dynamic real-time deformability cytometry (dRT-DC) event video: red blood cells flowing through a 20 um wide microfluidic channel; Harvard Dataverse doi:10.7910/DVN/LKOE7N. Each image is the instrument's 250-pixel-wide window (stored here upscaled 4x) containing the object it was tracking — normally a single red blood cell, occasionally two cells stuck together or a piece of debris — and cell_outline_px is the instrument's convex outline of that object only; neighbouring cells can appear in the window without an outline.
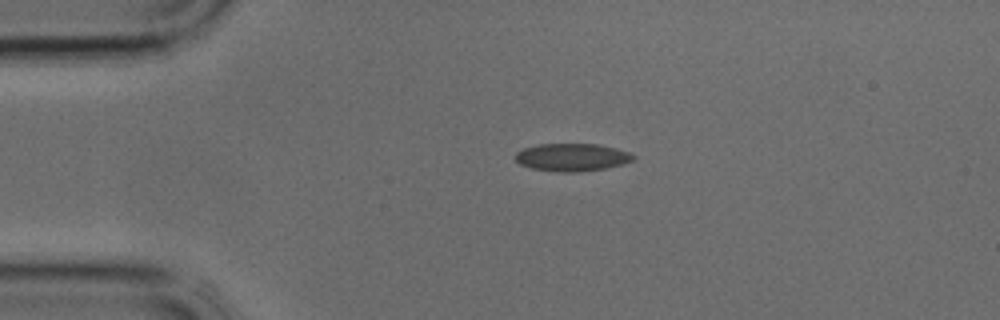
{"species": "common noctule bat (a hibernating species)", "species_latin": "Nyctalus noctula", "temperature_condition": "cold", "stored_images_in_passage": 26, "camera_frame_rate_fps": 3000, "um_per_image_px": 0.085, "animal": {"sex": "male", "body_mass_g": 17.9, "forearm_length_mm": 54.2}, "frame": {"image": 1, "passage_image": 1, "time_ms": 0.0, "image_size_px": [1000, 320], "cell_outline_px": [[636, 156], [632, 160], [620, 164], [604, 168], [576, 172], [564, 172], [532, 168], [520, 164], [516, 160], [516, 152], [524, 148], [536, 144], [600, 144], [616, 148], [628, 152]], "centroid_in_image_um": [48.6, 13.35], "position_along_channel_um": 36.4, "area_um2": 18.79}}
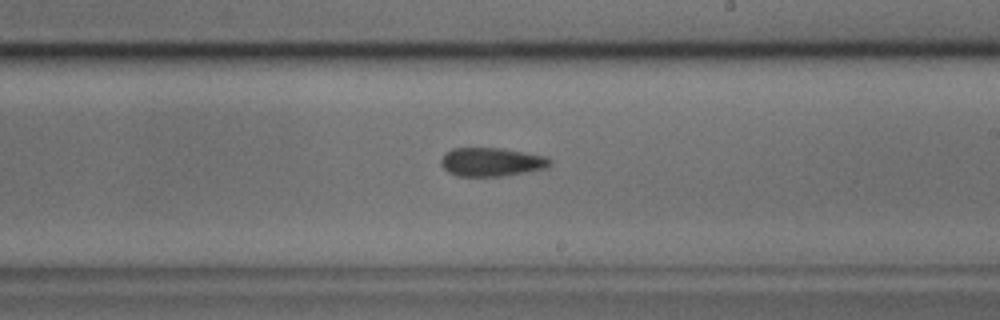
{"frame": {"image": 2, "passage_image": 15, "time_ms": 4.667, "image_size_px": [1000, 320], "cell_outline_px": [[552, 164], [548, 168], [500, 176], [456, 176], [448, 172], [440, 164], [440, 160], [444, 152], [452, 148], [504, 148], [548, 156], [552, 160]], "centroid_in_image_um": [41.79, 13.75], "position_along_channel_um": 247.2, "area_um2": 18.5}}
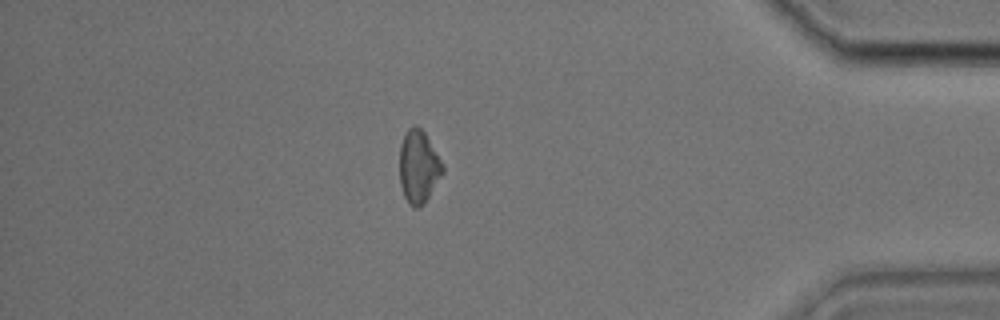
{"frame": {"image": 3, "passage_image": 26, "time_ms": 8.333, "image_size_px": [1000, 320], "cell_outline_px": [[444, 172], [424, 204], [416, 208], [412, 208], [408, 204], [404, 196], [400, 184], [400, 144], [408, 128], [412, 124], [416, 124], [424, 132], [444, 164]], "centroid_in_image_um": [35.58, 14.18], "position_along_channel_um": 399.6, "area_um2": 18.44}}